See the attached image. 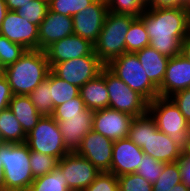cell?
Segmentation results:
<instances>
[{"label": "cell", "instance_id": "obj_40", "mask_svg": "<svg viewBox=\"0 0 190 191\" xmlns=\"http://www.w3.org/2000/svg\"><path fill=\"white\" fill-rule=\"evenodd\" d=\"M13 97L11 87L7 78L2 74L0 76V112L9 106V102Z\"/></svg>", "mask_w": 190, "mask_h": 191}, {"label": "cell", "instance_id": "obj_46", "mask_svg": "<svg viewBox=\"0 0 190 191\" xmlns=\"http://www.w3.org/2000/svg\"><path fill=\"white\" fill-rule=\"evenodd\" d=\"M7 5L5 0H0V28L7 13Z\"/></svg>", "mask_w": 190, "mask_h": 191}, {"label": "cell", "instance_id": "obj_3", "mask_svg": "<svg viewBox=\"0 0 190 191\" xmlns=\"http://www.w3.org/2000/svg\"><path fill=\"white\" fill-rule=\"evenodd\" d=\"M50 65L45 51L27 50L15 63L3 69L13 95H29L47 79Z\"/></svg>", "mask_w": 190, "mask_h": 191}, {"label": "cell", "instance_id": "obj_32", "mask_svg": "<svg viewBox=\"0 0 190 191\" xmlns=\"http://www.w3.org/2000/svg\"><path fill=\"white\" fill-rule=\"evenodd\" d=\"M94 1L95 0H48V7L50 11L73 17Z\"/></svg>", "mask_w": 190, "mask_h": 191}, {"label": "cell", "instance_id": "obj_43", "mask_svg": "<svg viewBox=\"0 0 190 191\" xmlns=\"http://www.w3.org/2000/svg\"><path fill=\"white\" fill-rule=\"evenodd\" d=\"M30 1L32 0H5L7 9L11 11L18 10L20 7L26 5Z\"/></svg>", "mask_w": 190, "mask_h": 191}, {"label": "cell", "instance_id": "obj_4", "mask_svg": "<svg viewBox=\"0 0 190 191\" xmlns=\"http://www.w3.org/2000/svg\"><path fill=\"white\" fill-rule=\"evenodd\" d=\"M5 191L28 190L34 180L30 162V149L24 143H1Z\"/></svg>", "mask_w": 190, "mask_h": 191}, {"label": "cell", "instance_id": "obj_37", "mask_svg": "<svg viewBox=\"0 0 190 191\" xmlns=\"http://www.w3.org/2000/svg\"><path fill=\"white\" fill-rule=\"evenodd\" d=\"M108 9L117 14H126L138 17L145 10L139 0H113Z\"/></svg>", "mask_w": 190, "mask_h": 191}, {"label": "cell", "instance_id": "obj_38", "mask_svg": "<svg viewBox=\"0 0 190 191\" xmlns=\"http://www.w3.org/2000/svg\"><path fill=\"white\" fill-rule=\"evenodd\" d=\"M84 191H119L118 178L110 172H100Z\"/></svg>", "mask_w": 190, "mask_h": 191}, {"label": "cell", "instance_id": "obj_25", "mask_svg": "<svg viewBox=\"0 0 190 191\" xmlns=\"http://www.w3.org/2000/svg\"><path fill=\"white\" fill-rule=\"evenodd\" d=\"M126 53H135L149 46L150 39L143 21L136 17L130 24L126 37Z\"/></svg>", "mask_w": 190, "mask_h": 191}, {"label": "cell", "instance_id": "obj_48", "mask_svg": "<svg viewBox=\"0 0 190 191\" xmlns=\"http://www.w3.org/2000/svg\"><path fill=\"white\" fill-rule=\"evenodd\" d=\"M184 151L190 155V134L185 141Z\"/></svg>", "mask_w": 190, "mask_h": 191}, {"label": "cell", "instance_id": "obj_44", "mask_svg": "<svg viewBox=\"0 0 190 191\" xmlns=\"http://www.w3.org/2000/svg\"><path fill=\"white\" fill-rule=\"evenodd\" d=\"M181 55L190 61V34L181 43Z\"/></svg>", "mask_w": 190, "mask_h": 191}, {"label": "cell", "instance_id": "obj_28", "mask_svg": "<svg viewBox=\"0 0 190 191\" xmlns=\"http://www.w3.org/2000/svg\"><path fill=\"white\" fill-rule=\"evenodd\" d=\"M50 90L49 72L47 79L28 95L41 116H51L54 111Z\"/></svg>", "mask_w": 190, "mask_h": 191}, {"label": "cell", "instance_id": "obj_6", "mask_svg": "<svg viewBox=\"0 0 190 191\" xmlns=\"http://www.w3.org/2000/svg\"><path fill=\"white\" fill-rule=\"evenodd\" d=\"M106 67L148 102L159 97L158 88L149 80L135 53H123L112 59Z\"/></svg>", "mask_w": 190, "mask_h": 191}, {"label": "cell", "instance_id": "obj_8", "mask_svg": "<svg viewBox=\"0 0 190 191\" xmlns=\"http://www.w3.org/2000/svg\"><path fill=\"white\" fill-rule=\"evenodd\" d=\"M106 82L109 93V108L140 117L148 111V101L137 91L130 89L106 66L100 73Z\"/></svg>", "mask_w": 190, "mask_h": 191}, {"label": "cell", "instance_id": "obj_21", "mask_svg": "<svg viewBox=\"0 0 190 191\" xmlns=\"http://www.w3.org/2000/svg\"><path fill=\"white\" fill-rule=\"evenodd\" d=\"M139 62L146 72L149 80L159 88L165 76L169 57L157 52L154 48L147 46L135 52Z\"/></svg>", "mask_w": 190, "mask_h": 191}, {"label": "cell", "instance_id": "obj_27", "mask_svg": "<svg viewBox=\"0 0 190 191\" xmlns=\"http://www.w3.org/2000/svg\"><path fill=\"white\" fill-rule=\"evenodd\" d=\"M29 191H70L67 181L57 167L51 172L35 178L29 186Z\"/></svg>", "mask_w": 190, "mask_h": 191}, {"label": "cell", "instance_id": "obj_41", "mask_svg": "<svg viewBox=\"0 0 190 191\" xmlns=\"http://www.w3.org/2000/svg\"><path fill=\"white\" fill-rule=\"evenodd\" d=\"M178 162L181 169L182 182L190 188V155L184 151Z\"/></svg>", "mask_w": 190, "mask_h": 191}, {"label": "cell", "instance_id": "obj_15", "mask_svg": "<svg viewBox=\"0 0 190 191\" xmlns=\"http://www.w3.org/2000/svg\"><path fill=\"white\" fill-rule=\"evenodd\" d=\"M113 143V140L92 130L83 137L77 153L88 159L100 172H109Z\"/></svg>", "mask_w": 190, "mask_h": 191}, {"label": "cell", "instance_id": "obj_23", "mask_svg": "<svg viewBox=\"0 0 190 191\" xmlns=\"http://www.w3.org/2000/svg\"><path fill=\"white\" fill-rule=\"evenodd\" d=\"M8 107L26 134L37 125L42 117L28 95H13Z\"/></svg>", "mask_w": 190, "mask_h": 191}, {"label": "cell", "instance_id": "obj_12", "mask_svg": "<svg viewBox=\"0 0 190 191\" xmlns=\"http://www.w3.org/2000/svg\"><path fill=\"white\" fill-rule=\"evenodd\" d=\"M38 26L8 10L0 28V35L21 44L27 50L39 49Z\"/></svg>", "mask_w": 190, "mask_h": 191}, {"label": "cell", "instance_id": "obj_39", "mask_svg": "<svg viewBox=\"0 0 190 191\" xmlns=\"http://www.w3.org/2000/svg\"><path fill=\"white\" fill-rule=\"evenodd\" d=\"M169 98L179 108L180 112L190 124V88L176 92Z\"/></svg>", "mask_w": 190, "mask_h": 191}, {"label": "cell", "instance_id": "obj_36", "mask_svg": "<svg viewBox=\"0 0 190 191\" xmlns=\"http://www.w3.org/2000/svg\"><path fill=\"white\" fill-rule=\"evenodd\" d=\"M117 178L119 191H153L152 184L136 173L123 174Z\"/></svg>", "mask_w": 190, "mask_h": 191}, {"label": "cell", "instance_id": "obj_29", "mask_svg": "<svg viewBox=\"0 0 190 191\" xmlns=\"http://www.w3.org/2000/svg\"><path fill=\"white\" fill-rule=\"evenodd\" d=\"M182 182L179 162L165 163L161 175L152 184L153 191H170L176 184Z\"/></svg>", "mask_w": 190, "mask_h": 191}, {"label": "cell", "instance_id": "obj_1", "mask_svg": "<svg viewBox=\"0 0 190 191\" xmlns=\"http://www.w3.org/2000/svg\"><path fill=\"white\" fill-rule=\"evenodd\" d=\"M148 33L149 46L169 58L181 54V43L189 33V9L150 8L138 16Z\"/></svg>", "mask_w": 190, "mask_h": 191}, {"label": "cell", "instance_id": "obj_42", "mask_svg": "<svg viewBox=\"0 0 190 191\" xmlns=\"http://www.w3.org/2000/svg\"><path fill=\"white\" fill-rule=\"evenodd\" d=\"M150 8H188V0H152Z\"/></svg>", "mask_w": 190, "mask_h": 191}, {"label": "cell", "instance_id": "obj_31", "mask_svg": "<svg viewBox=\"0 0 190 191\" xmlns=\"http://www.w3.org/2000/svg\"><path fill=\"white\" fill-rule=\"evenodd\" d=\"M48 0H32L16 10L17 15L39 26L48 12Z\"/></svg>", "mask_w": 190, "mask_h": 191}, {"label": "cell", "instance_id": "obj_34", "mask_svg": "<svg viewBox=\"0 0 190 191\" xmlns=\"http://www.w3.org/2000/svg\"><path fill=\"white\" fill-rule=\"evenodd\" d=\"M165 163L154 159L152 156L143 155L136 174L142 176L149 183L154 184L164 168Z\"/></svg>", "mask_w": 190, "mask_h": 191}, {"label": "cell", "instance_id": "obj_50", "mask_svg": "<svg viewBox=\"0 0 190 191\" xmlns=\"http://www.w3.org/2000/svg\"><path fill=\"white\" fill-rule=\"evenodd\" d=\"M98 1H100L101 3H104L108 6L113 0H98Z\"/></svg>", "mask_w": 190, "mask_h": 191}, {"label": "cell", "instance_id": "obj_52", "mask_svg": "<svg viewBox=\"0 0 190 191\" xmlns=\"http://www.w3.org/2000/svg\"><path fill=\"white\" fill-rule=\"evenodd\" d=\"M3 74V68L0 66V76Z\"/></svg>", "mask_w": 190, "mask_h": 191}, {"label": "cell", "instance_id": "obj_49", "mask_svg": "<svg viewBox=\"0 0 190 191\" xmlns=\"http://www.w3.org/2000/svg\"><path fill=\"white\" fill-rule=\"evenodd\" d=\"M139 2L146 8L151 4L152 0H139Z\"/></svg>", "mask_w": 190, "mask_h": 191}, {"label": "cell", "instance_id": "obj_14", "mask_svg": "<svg viewBox=\"0 0 190 191\" xmlns=\"http://www.w3.org/2000/svg\"><path fill=\"white\" fill-rule=\"evenodd\" d=\"M108 11L106 4L95 0L91 5L72 17L74 34L94 44L102 30Z\"/></svg>", "mask_w": 190, "mask_h": 191}, {"label": "cell", "instance_id": "obj_30", "mask_svg": "<svg viewBox=\"0 0 190 191\" xmlns=\"http://www.w3.org/2000/svg\"><path fill=\"white\" fill-rule=\"evenodd\" d=\"M59 158L30 151V166L32 175L35 178L41 177L58 167Z\"/></svg>", "mask_w": 190, "mask_h": 191}, {"label": "cell", "instance_id": "obj_22", "mask_svg": "<svg viewBox=\"0 0 190 191\" xmlns=\"http://www.w3.org/2000/svg\"><path fill=\"white\" fill-rule=\"evenodd\" d=\"M79 95L88 109L96 111L109 108V93L101 74L80 87Z\"/></svg>", "mask_w": 190, "mask_h": 191}, {"label": "cell", "instance_id": "obj_17", "mask_svg": "<svg viewBox=\"0 0 190 191\" xmlns=\"http://www.w3.org/2000/svg\"><path fill=\"white\" fill-rule=\"evenodd\" d=\"M187 88H190V61L179 54L168 61L164 79L158 88L159 97L169 98Z\"/></svg>", "mask_w": 190, "mask_h": 191}, {"label": "cell", "instance_id": "obj_53", "mask_svg": "<svg viewBox=\"0 0 190 191\" xmlns=\"http://www.w3.org/2000/svg\"><path fill=\"white\" fill-rule=\"evenodd\" d=\"M188 9H190V0H188Z\"/></svg>", "mask_w": 190, "mask_h": 191}, {"label": "cell", "instance_id": "obj_19", "mask_svg": "<svg viewBox=\"0 0 190 191\" xmlns=\"http://www.w3.org/2000/svg\"><path fill=\"white\" fill-rule=\"evenodd\" d=\"M38 29L39 50L45 51L54 42L74 34L73 18L48 9Z\"/></svg>", "mask_w": 190, "mask_h": 191}, {"label": "cell", "instance_id": "obj_11", "mask_svg": "<svg viewBox=\"0 0 190 191\" xmlns=\"http://www.w3.org/2000/svg\"><path fill=\"white\" fill-rule=\"evenodd\" d=\"M58 168L63 173L70 191H84L100 171L84 156L69 152L59 160Z\"/></svg>", "mask_w": 190, "mask_h": 191}, {"label": "cell", "instance_id": "obj_16", "mask_svg": "<svg viewBox=\"0 0 190 191\" xmlns=\"http://www.w3.org/2000/svg\"><path fill=\"white\" fill-rule=\"evenodd\" d=\"M144 154L143 150L129 138L114 141L109 172L116 177L135 173Z\"/></svg>", "mask_w": 190, "mask_h": 191}, {"label": "cell", "instance_id": "obj_47", "mask_svg": "<svg viewBox=\"0 0 190 191\" xmlns=\"http://www.w3.org/2000/svg\"><path fill=\"white\" fill-rule=\"evenodd\" d=\"M170 191H190V188H188L185 183L180 182L179 184H176L174 187H172Z\"/></svg>", "mask_w": 190, "mask_h": 191}, {"label": "cell", "instance_id": "obj_26", "mask_svg": "<svg viewBox=\"0 0 190 191\" xmlns=\"http://www.w3.org/2000/svg\"><path fill=\"white\" fill-rule=\"evenodd\" d=\"M50 94L54 108L79 96L80 88L60 79L50 71Z\"/></svg>", "mask_w": 190, "mask_h": 191}, {"label": "cell", "instance_id": "obj_5", "mask_svg": "<svg viewBox=\"0 0 190 191\" xmlns=\"http://www.w3.org/2000/svg\"><path fill=\"white\" fill-rule=\"evenodd\" d=\"M135 16L108 11L104 25L94 45V53L107 65L112 59L126 53L125 37Z\"/></svg>", "mask_w": 190, "mask_h": 191}, {"label": "cell", "instance_id": "obj_18", "mask_svg": "<svg viewBox=\"0 0 190 191\" xmlns=\"http://www.w3.org/2000/svg\"><path fill=\"white\" fill-rule=\"evenodd\" d=\"M93 51L94 45L76 34L54 42L45 50L50 67L55 63L90 55Z\"/></svg>", "mask_w": 190, "mask_h": 191}, {"label": "cell", "instance_id": "obj_35", "mask_svg": "<svg viewBox=\"0 0 190 191\" xmlns=\"http://www.w3.org/2000/svg\"><path fill=\"white\" fill-rule=\"evenodd\" d=\"M86 109L84 101L79 96L65 102L54 108L52 117L56 121L66 120V117L81 116L83 110Z\"/></svg>", "mask_w": 190, "mask_h": 191}, {"label": "cell", "instance_id": "obj_24", "mask_svg": "<svg viewBox=\"0 0 190 191\" xmlns=\"http://www.w3.org/2000/svg\"><path fill=\"white\" fill-rule=\"evenodd\" d=\"M27 134L8 108L0 112V142L1 143H24Z\"/></svg>", "mask_w": 190, "mask_h": 191}, {"label": "cell", "instance_id": "obj_20", "mask_svg": "<svg viewBox=\"0 0 190 191\" xmlns=\"http://www.w3.org/2000/svg\"><path fill=\"white\" fill-rule=\"evenodd\" d=\"M93 112L86 108L82 111L81 116L66 117V120L57 121L64 145L69 152H77L83 137L92 131Z\"/></svg>", "mask_w": 190, "mask_h": 191}, {"label": "cell", "instance_id": "obj_10", "mask_svg": "<svg viewBox=\"0 0 190 191\" xmlns=\"http://www.w3.org/2000/svg\"><path fill=\"white\" fill-rule=\"evenodd\" d=\"M105 66L93 51L84 57L55 63L50 67V71L60 79L80 88L96 78Z\"/></svg>", "mask_w": 190, "mask_h": 191}, {"label": "cell", "instance_id": "obj_9", "mask_svg": "<svg viewBox=\"0 0 190 191\" xmlns=\"http://www.w3.org/2000/svg\"><path fill=\"white\" fill-rule=\"evenodd\" d=\"M30 151L63 158L69 151L64 145L57 121L52 116H42L27 134L25 141Z\"/></svg>", "mask_w": 190, "mask_h": 191}, {"label": "cell", "instance_id": "obj_33", "mask_svg": "<svg viewBox=\"0 0 190 191\" xmlns=\"http://www.w3.org/2000/svg\"><path fill=\"white\" fill-rule=\"evenodd\" d=\"M26 51L27 49L21 44L12 42L0 35V66L3 69L15 63Z\"/></svg>", "mask_w": 190, "mask_h": 191}, {"label": "cell", "instance_id": "obj_45", "mask_svg": "<svg viewBox=\"0 0 190 191\" xmlns=\"http://www.w3.org/2000/svg\"><path fill=\"white\" fill-rule=\"evenodd\" d=\"M0 191H5L4 167L2 164V152L0 151Z\"/></svg>", "mask_w": 190, "mask_h": 191}, {"label": "cell", "instance_id": "obj_7", "mask_svg": "<svg viewBox=\"0 0 190 191\" xmlns=\"http://www.w3.org/2000/svg\"><path fill=\"white\" fill-rule=\"evenodd\" d=\"M158 130L185 146L190 124L170 98L156 97L148 102V111Z\"/></svg>", "mask_w": 190, "mask_h": 191}, {"label": "cell", "instance_id": "obj_13", "mask_svg": "<svg viewBox=\"0 0 190 191\" xmlns=\"http://www.w3.org/2000/svg\"><path fill=\"white\" fill-rule=\"evenodd\" d=\"M133 116L111 108L93 112L92 130L113 141L128 138Z\"/></svg>", "mask_w": 190, "mask_h": 191}, {"label": "cell", "instance_id": "obj_2", "mask_svg": "<svg viewBox=\"0 0 190 191\" xmlns=\"http://www.w3.org/2000/svg\"><path fill=\"white\" fill-rule=\"evenodd\" d=\"M128 138L146 155L164 163L178 161L184 152V146L179 141L171 139L158 130L155 120L148 112L143 116L133 118Z\"/></svg>", "mask_w": 190, "mask_h": 191}, {"label": "cell", "instance_id": "obj_51", "mask_svg": "<svg viewBox=\"0 0 190 191\" xmlns=\"http://www.w3.org/2000/svg\"><path fill=\"white\" fill-rule=\"evenodd\" d=\"M189 34H190V9H189Z\"/></svg>", "mask_w": 190, "mask_h": 191}]
</instances>
